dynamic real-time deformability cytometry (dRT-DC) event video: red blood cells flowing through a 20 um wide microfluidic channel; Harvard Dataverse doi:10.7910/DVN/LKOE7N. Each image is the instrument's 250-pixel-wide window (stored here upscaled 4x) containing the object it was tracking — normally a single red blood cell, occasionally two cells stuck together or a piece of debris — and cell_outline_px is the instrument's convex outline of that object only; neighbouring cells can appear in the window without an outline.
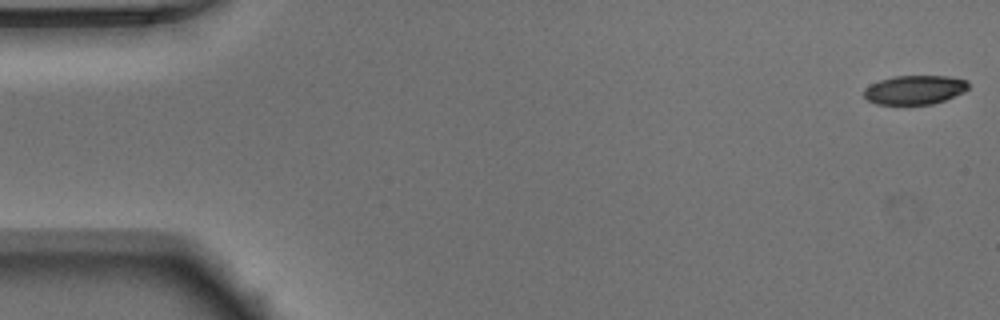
{"species": "Egyptian fruit bat (a non-hibernating species)", "species_latin": "Rousettus aegyptiacus", "temperature_condition": "warm", "stored_images_in_passage": 51, "camera_frame_rate_fps": 3000, "um_per_image_px": 0.085, "animal": {"sex": "male"}, "frame": {"image": 1, "passage_image": 1, "time_ms": 0.0, "image_size_px": [1000, 320], "cell_outline_px": [[968, 88], [964, 92], [944, 100], [932, 104], [876, 104], [868, 100], [864, 96], [864, 88], [880, 80], [892, 76], [948, 76], [968, 80]], "centroid_in_image_um": [77.75, 7.63], "position_along_channel_um": 7.2, "area_um2": 17.63}}
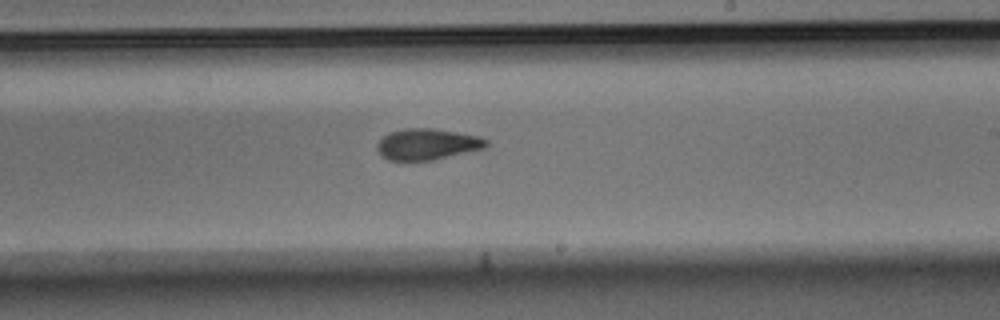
{"frame": {"image": 2, "passage_image": 30, "time_ms": 9.667, "image_size_px": [1000, 320], "cell_outline_px": [[488, 144], [484, 148], [432, 160], [404, 164], [388, 160], [380, 156], [376, 148], [376, 144], [388, 132], [404, 128], [432, 128], [480, 136], [488, 140]], "centroid_in_image_um": [36.23, 12.29], "position_along_channel_um": 252.8, "area_um2": 20.46}}
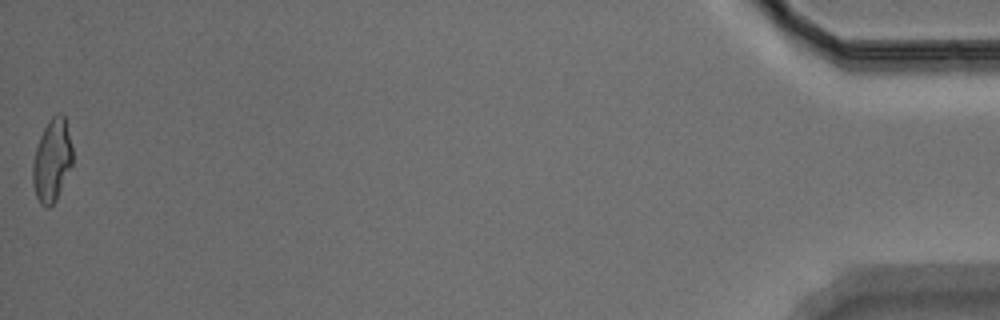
{"frame": {"image": 3, "passage_image": 51, "time_ms": 16.667, "image_size_px": [1000, 320], "cell_outline_px": [[72, 164], [56, 200], [48, 208], [44, 208], [40, 204], [36, 196], [32, 184], [32, 164], [36, 148], [40, 136], [48, 120], [52, 116], [60, 112], [64, 116], [72, 144]], "centroid_in_image_um": [4.4, 13.64], "position_along_channel_um": 430.8, "area_um2": 19.25}, "authors_computed_cell_mechanics": {"area_um2": 19.7098, "velocity_mm_per_s": 3.9558, "shape_relaxation_time_tau1_ms": 5.78, "shape_relaxation_time_tau2_ms": 3.0025, "deformation_change_tau1": 0.158, "deformation_change_tau2": 0.1026}}